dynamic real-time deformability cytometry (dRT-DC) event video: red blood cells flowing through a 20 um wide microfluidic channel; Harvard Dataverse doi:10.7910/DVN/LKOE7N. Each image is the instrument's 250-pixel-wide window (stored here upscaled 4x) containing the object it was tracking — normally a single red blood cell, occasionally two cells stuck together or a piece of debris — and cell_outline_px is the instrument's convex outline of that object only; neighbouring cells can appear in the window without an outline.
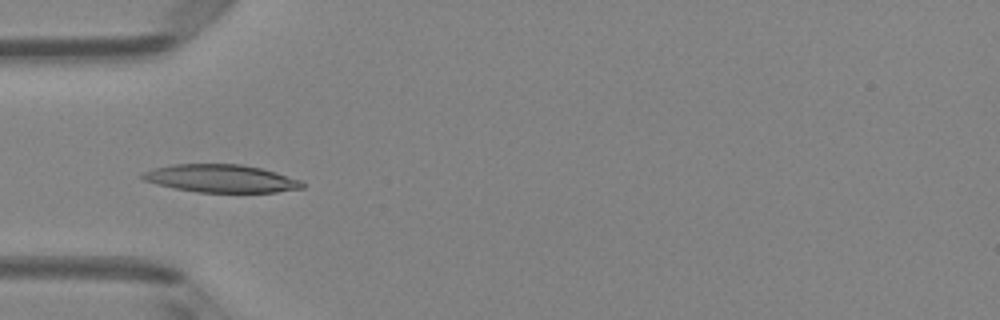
{"species": "Egyptian fruit bat (a non-hibernating species)", "species_latin": "Rousettus aegyptiacus", "temperature_condition": "room temperature", "stored_images_in_passage": 42, "camera_frame_rate_fps": 3000, "um_per_image_px": 0.085, "animal": {"sex": "female"}, "frame": {"image": 1, "passage_image": 8, "time_ms": 2.333, "image_size_px": [1000, 320], "cell_outline_px": [[300, 184], [288, 188], [268, 192], [208, 192], [184, 188], [168, 184], [156, 180], [172, 168], [188, 164], [232, 164], [256, 168], [272, 172]], "centroid_in_image_um": [19.15, 15.19], "position_along_channel_um": 65.9, "area_um2": 21.15}}
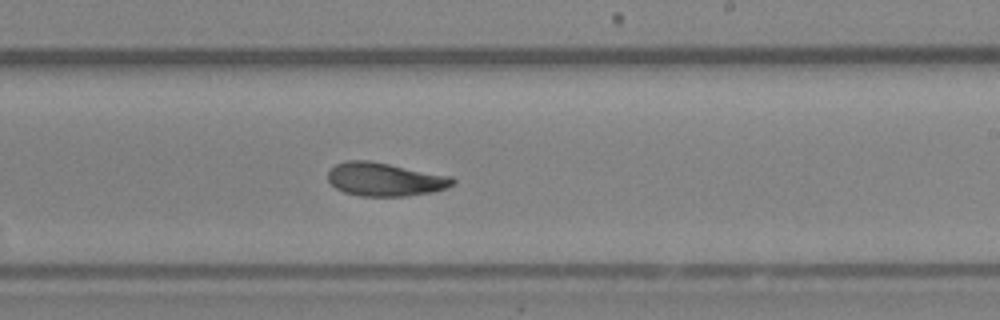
{"frame": {"image": 2, "passage_image": 22, "time_ms": 7.0, "image_size_px": [1000, 320], "cell_outline_px": [[452, 180], [448, 184], [440, 188], [420, 192], [384, 196], [380, 196], [352, 192], [340, 188], [328, 176], [340, 164], [384, 164]], "centroid_in_image_um": [32.63, 15.28], "position_along_channel_um": 256.4, "area_um2": 19.71}}
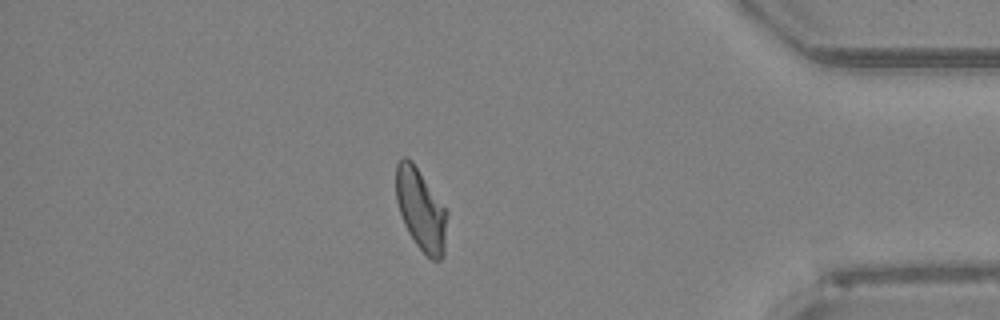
{"frame": {"image": 3, "passage_image": 35, "time_ms": 11.333, "image_size_px": [1000, 320], "cell_outline_px": [[444, 220], [440, 256], [428, 256], [424, 252], [412, 236], [404, 220], [400, 208], [396, 192], [396, 168], [404, 160], [408, 160], [416, 168], [444, 208]], "centroid_in_image_um": [35.7, 17.75], "position_along_channel_um": 399.5, "area_um2": 21.1}, "authors_computed_cell_mechanics": {"area_um2": 20.2589, "velocity_mm_per_s": 4.1033, "shape_relaxation_time_tau1_ms": null, "shape_relaxation_time_tau2_ms": 6.3447, "deformation_change_tau1": null, "deformation_change_tau2": 0.123}}